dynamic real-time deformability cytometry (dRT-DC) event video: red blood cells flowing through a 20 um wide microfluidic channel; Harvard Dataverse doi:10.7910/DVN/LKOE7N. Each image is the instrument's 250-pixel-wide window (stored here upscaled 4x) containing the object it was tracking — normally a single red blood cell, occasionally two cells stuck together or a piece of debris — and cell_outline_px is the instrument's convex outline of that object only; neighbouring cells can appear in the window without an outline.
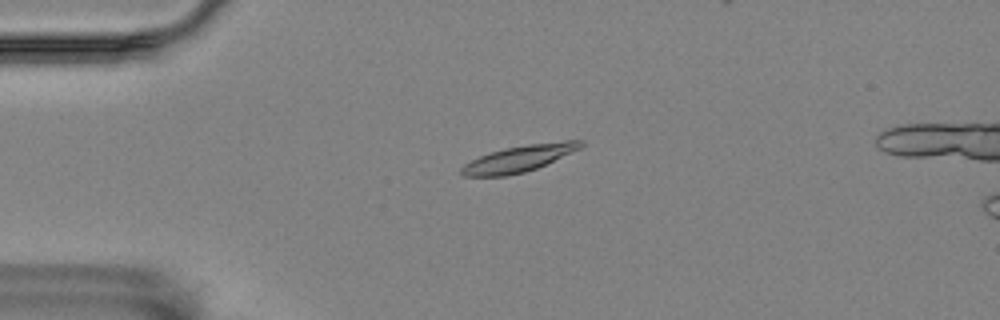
{"species": "Egyptian fruit bat (a non-hibernating species)", "species_latin": "Rousettus aegyptiacus", "temperature_condition": "room temperature", "stored_images_in_passage": 7, "camera_frame_rate_fps": 3000, "um_per_image_px": 0.085, "animal": {"sex": "female"}, "frame": {"image": 1, "passage_image": 5, "time_ms": 1.333, "image_size_px": [1000, 320], "cell_outline_px": [[584, 144], [580, 148], [536, 168], [524, 172], [504, 176], [464, 176], [460, 172], [460, 168], [464, 164], [488, 152], [504, 148], [528, 144], [564, 140], [584, 140]], "centroid_in_image_um": [44.09, 13.47], "position_along_channel_um": 40.9, "area_um2": 18.21}}